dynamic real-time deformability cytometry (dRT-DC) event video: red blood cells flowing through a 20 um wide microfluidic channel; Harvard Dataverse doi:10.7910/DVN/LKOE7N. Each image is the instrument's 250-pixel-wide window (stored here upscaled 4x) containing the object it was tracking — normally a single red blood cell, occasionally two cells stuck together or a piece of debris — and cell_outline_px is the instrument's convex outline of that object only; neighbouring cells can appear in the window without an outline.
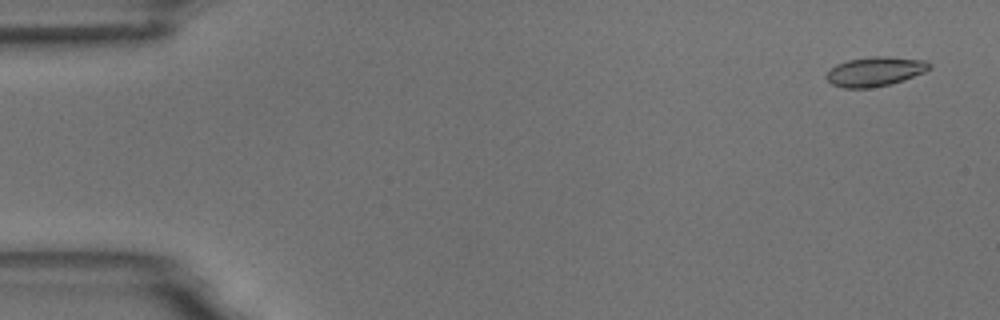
{"species": "common noctule bat (a hibernating species)", "species_latin": "Nyctalus noctula", "temperature_condition": "room temperature", "stored_images_in_passage": 5, "camera_frame_rate_fps": 3000, "um_per_image_px": 0.085, "animal": {"sex": "male", "body_mass_g": 18.8}, "frame": {"image": 1, "passage_image": 1, "time_ms": 0.0, "image_size_px": [1000, 320], "cell_outline_px": [[932, 68], [924, 72], [904, 80], [892, 84], [868, 88], [844, 88], [832, 84], [824, 76], [836, 64], [848, 60], [872, 56], [888, 56], [928, 60], [932, 64]], "centroid_in_image_um": [74.43, 6.07], "position_along_channel_um": 10.6, "area_um2": 17.86}}
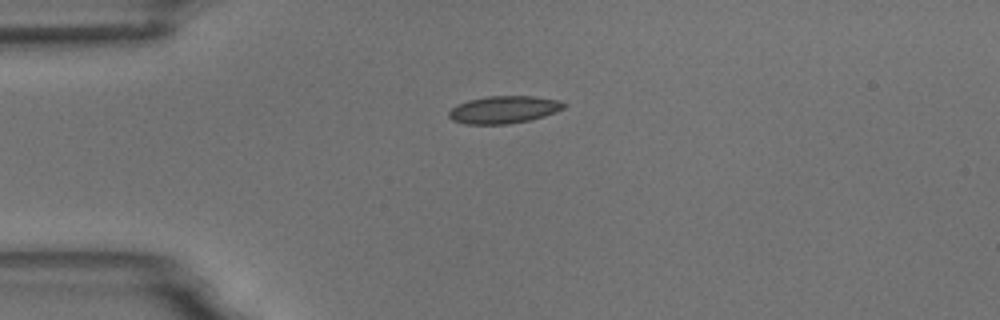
{"frame": {"image": 2, "passage_image": 4, "time_ms": 3.667, "image_size_px": [1000, 320], "cell_outline_px": [[568, 104], [564, 108], [544, 116], [528, 120], [508, 124], [464, 124], [452, 120], [448, 116], [448, 112], [456, 104], [468, 100], [488, 96], [532, 96], [560, 100]], "centroid_in_image_um": [42.81, 9.31], "position_along_channel_um": 42.2, "area_um2": 18.44}}